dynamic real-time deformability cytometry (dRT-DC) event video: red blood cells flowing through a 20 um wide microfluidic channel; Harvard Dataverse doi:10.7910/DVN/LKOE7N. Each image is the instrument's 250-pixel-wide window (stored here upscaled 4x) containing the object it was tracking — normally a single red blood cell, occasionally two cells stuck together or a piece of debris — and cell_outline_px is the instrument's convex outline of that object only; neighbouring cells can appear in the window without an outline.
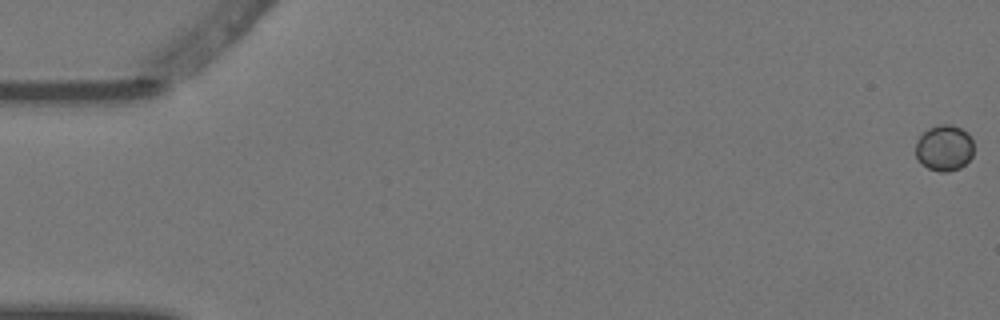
{"species": "Egyptian fruit bat (a non-hibernating species)", "species_latin": "Rousettus aegyptiacus", "temperature_condition": "warm", "stored_images_in_passage": 7, "camera_frame_rate_fps": 3000, "um_per_image_px": 0.085, "animal": {"sex": "female"}, "frame": {"image": 1, "passage_image": 1, "time_ms": 0.0, "image_size_px": [1000, 320], "cell_outline_px": [[972, 156], [960, 168], [948, 172], [940, 172], [928, 168], [916, 156], [916, 140], [928, 128], [940, 124], [952, 124], [968, 132], [972, 136]], "centroid_in_image_um": [80.27, 12.56], "position_along_channel_um": 4.7, "area_um2": 15.55}}
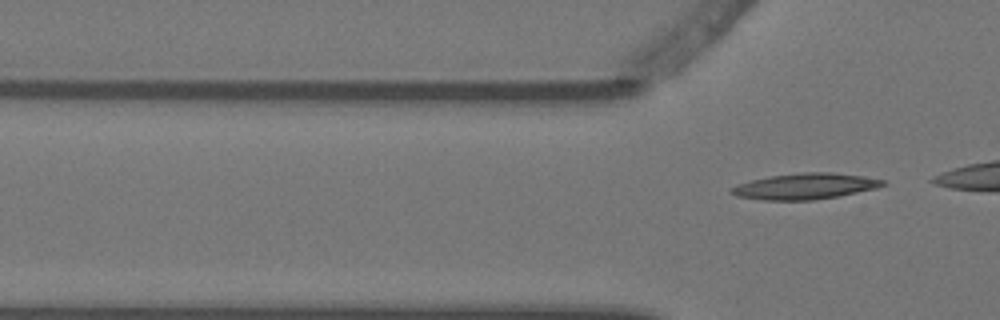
{"frame": {"image": 2, "passage_image": 7, "time_ms": 2.0, "image_size_px": [1000, 320], "cell_outline_px": [[888, 184], [876, 188], [840, 196], [812, 200], [764, 200], [736, 196], [728, 192], [728, 188], [752, 180], [768, 176], [804, 172], [832, 172], [888, 180]], "centroid_in_image_um": [68.44, 15.83], "position_along_channel_um": 57.4, "area_um2": 23.0}}